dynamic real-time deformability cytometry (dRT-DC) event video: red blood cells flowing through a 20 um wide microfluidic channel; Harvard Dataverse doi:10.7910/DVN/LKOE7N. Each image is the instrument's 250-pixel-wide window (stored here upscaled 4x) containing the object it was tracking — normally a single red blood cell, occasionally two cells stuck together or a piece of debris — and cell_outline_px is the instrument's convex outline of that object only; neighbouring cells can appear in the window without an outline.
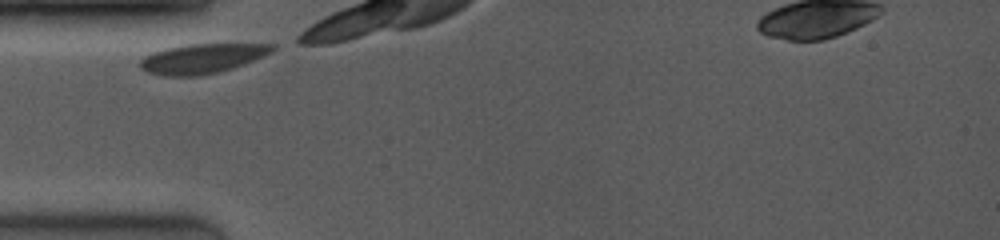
{"species": "common noctule bat (a hibernating species)", "species_latin": "Nyctalus noctula", "temperature_condition": "room temperature", "stored_images_in_passage": 3, "camera_frame_rate_fps": 4000, "um_per_image_px": 0.085, "animal": {"sex": "female", "body_mass_g": 19.0, "forearm_length_mm": 53.3}, "frame": {"image": 1, "passage_image": 1, "time_ms": 0.0, "image_size_px": [1000, 240], "cell_outline_px": [[276, 48], [272, 52], [232, 68], [216, 72], [196, 76], [168, 76], [148, 72], [140, 68], [140, 60], [144, 56], [152, 52], [168, 48], [188, 44], [276, 44]], "centroid_in_image_um": [17.16, 4.97], "position_along_channel_um": 67.8, "area_um2": 22.48}}